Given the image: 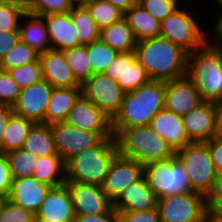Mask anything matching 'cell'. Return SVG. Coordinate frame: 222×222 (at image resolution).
I'll use <instances>...</instances> for the list:
<instances>
[{"mask_svg":"<svg viewBox=\"0 0 222 222\" xmlns=\"http://www.w3.org/2000/svg\"><path fill=\"white\" fill-rule=\"evenodd\" d=\"M74 222H117V211L112 207L104 214L76 216Z\"/></svg>","mask_w":222,"mask_h":222,"instance_id":"obj_50","label":"cell"},{"mask_svg":"<svg viewBox=\"0 0 222 222\" xmlns=\"http://www.w3.org/2000/svg\"><path fill=\"white\" fill-rule=\"evenodd\" d=\"M205 199L207 209L218 211L222 207V173L217 175Z\"/></svg>","mask_w":222,"mask_h":222,"instance_id":"obj_47","label":"cell"},{"mask_svg":"<svg viewBox=\"0 0 222 222\" xmlns=\"http://www.w3.org/2000/svg\"><path fill=\"white\" fill-rule=\"evenodd\" d=\"M76 214L67 186L52 187L35 214L36 222H74Z\"/></svg>","mask_w":222,"mask_h":222,"instance_id":"obj_18","label":"cell"},{"mask_svg":"<svg viewBox=\"0 0 222 222\" xmlns=\"http://www.w3.org/2000/svg\"><path fill=\"white\" fill-rule=\"evenodd\" d=\"M81 88L82 95L111 119L120 110L125 91L104 73L92 74Z\"/></svg>","mask_w":222,"mask_h":222,"instance_id":"obj_10","label":"cell"},{"mask_svg":"<svg viewBox=\"0 0 222 222\" xmlns=\"http://www.w3.org/2000/svg\"><path fill=\"white\" fill-rule=\"evenodd\" d=\"M185 131L192 142H206L217 135L215 102H203L182 116Z\"/></svg>","mask_w":222,"mask_h":222,"instance_id":"obj_19","label":"cell"},{"mask_svg":"<svg viewBox=\"0 0 222 222\" xmlns=\"http://www.w3.org/2000/svg\"><path fill=\"white\" fill-rule=\"evenodd\" d=\"M39 60L42 66L43 79L53 88L81 86L73 76L63 51L48 49L39 53Z\"/></svg>","mask_w":222,"mask_h":222,"instance_id":"obj_20","label":"cell"},{"mask_svg":"<svg viewBox=\"0 0 222 222\" xmlns=\"http://www.w3.org/2000/svg\"><path fill=\"white\" fill-rule=\"evenodd\" d=\"M63 52L73 76L82 85L92 75L88 61L87 45L65 49Z\"/></svg>","mask_w":222,"mask_h":222,"instance_id":"obj_35","label":"cell"},{"mask_svg":"<svg viewBox=\"0 0 222 222\" xmlns=\"http://www.w3.org/2000/svg\"><path fill=\"white\" fill-rule=\"evenodd\" d=\"M182 3H184V1H185V3H192V4H195V5H197L196 3H201L200 1H202V3L201 4H203L204 5V7L205 8H207L206 6L208 5L207 3L209 2V1H207V0H180ZM194 1H195V3H194ZM205 2V3H204ZM205 4H206V6H205Z\"/></svg>","mask_w":222,"mask_h":222,"instance_id":"obj_56","label":"cell"},{"mask_svg":"<svg viewBox=\"0 0 222 222\" xmlns=\"http://www.w3.org/2000/svg\"><path fill=\"white\" fill-rule=\"evenodd\" d=\"M165 107V82L150 80L125 92L120 110L111 119L112 134L121 129L150 125L151 119Z\"/></svg>","mask_w":222,"mask_h":222,"instance_id":"obj_2","label":"cell"},{"mask_svg":"<svg viewBox=\"0 0 222 222\" xmlns=\"http://www.w3.org/2000/svg\"><path fill=\"white\" fill-rule=\"evenodd\" d=\"M7 1L16 2V3H23L24 2V0H7Z\"/></svg>","mask_w":222,"mask_h":222,"instance_id":"obj_59","label":"cell"},{"mask_svg":"<svg viewBox=\"0 0 222 222\" xmlns=\"http://www.w3.org/2000/svg\"><path fill=\"white\" fill-rule=\"evenodd\" d=\"M26 12L35 15L68 13L74 6L69 0H24Z\"/></svg>","mask_w":222,"mask_h":222,"instance_id":"obj_38","label":"cell"},{"mask_svg":"<svg viewBox=\"0 0 222 222\" xmlns=\"http://www.w3.org/2000/svg\"><path fill=\"white\" fill-rule=\"evenodd\" d=\"M76 216L97 215L108 212L113 202L102 191L101 186L66 181Z\"/></svg>","mask_w":222,"mask_h":222,"instance_id":"obj_16","label":"cell"},{"mask_svg":"<svg viewBox=\"0 0 222 222\" xmlns=\"http://www.w3.org/2000/svg\"><path fill=\"white\" fill-rule=\"evenodd\" d=\"M99 39L119 53L134 50L138 42L124 17L101 29Z\"/></svg>","mask_w":222,"mask_h":222,"instance_id":"obj_27","label":"cell"},{"mask_svg":"<svg viewBox=\"0 0 222 222\" xmlns=\"http://www.w3.org/2000/svg\"><path fill=\"white\" fill-rule=\"evenodd\" d=\"M0 222H36L35 214L6 199L1 212Z\"/></svg>","mask_w":222,"mask_h":222,"instance_id":"obj_43","label":"cell"},{"mask_svg":"<svg viewBox=\"0 0 222 222\" xmlns=\"http://www.w3.org/2000/svg\"><path fill=\"white\" fill-rule=\"evenodd\" d=\"M20 41L19 31H0V60Z\"/></svg>","mask_w":222,"mask_h":222,"instance_id":"obj_49","label":"cell"},{"mask_svg":"<svg viewBox=\"0 0 222 222\" xmlns=\"http://www.w3.org/2000/svg\"><path fill=\"white\" fill-rule=\"evenodd\" d=\"M161 222H205L207 205L203 194L181 193L157 198Z\"/></svg>","mask_w":222,"mask_h":222,"instance_id":"obj_9","label":"cell"},{"mask_svg":"<svg viewBox=\"0 0 222 222\" xmlns=\"http://www.w3.org/2000/svg\"><path fill=\"white\" fill-rule=\"evenodd\" d=\"M52 90L53 87L44 79L21 88L16 102L12 105L13 113L35 123H44Z\"/></svg>","mask_w":222,"mask_h":222,"instance_id":"obj_13","label":"cell"},{"mask_svg":"<svg viewBox=\"0 0 222 222\" xmlns=\"http://www.w3.org/2000/svg\"><path fill=\"white\" fill-rule=\"evenodd\" d=\"M117 222H161L157 207L147 211H117Z\"/></svg>","mask_w":222,"mask_h":222,"instance_id":"obj_45","label":"cell"},{"mask_svg":"<svg viewBox=\"0 0 222 222\" xmlns=\"http://www.w3.org/2000/svg\"><path fill=\"white\" fill-rule=\"evenodd\" d=\"M57 154L67 162L82 150L98 145L104 138L97 132H90L72 126L66 121L50 125Z\"/></svg>","mask_w":222,"mask_h":222,"instance_id":"obj_11","label":"cell"},{"mask_svg":"<svg viewBox=\"0 0 222 222\" xmlns=\"http://www.w3.org/2000/svg\"><path fill=\"white\" fill-rule=\"evenodd\" d=\"M25 13L23 3L7 1L0 6V31H19L20 21Z\"/></svg>","mask_w":222,"mask_h":222,"instance_id":"obj_39","label":"cell"},{"mask_svg":"<svg viewBox=\"0 0 222 222\" xmlns=\"http://www.w3.org/2000/svg\"><path fill=\"white\" fill-rule=\"evenodd\" d=\"M149 126L175 151L192 142L185 131L182 116L165 108L151 119Z\"/></svg>","mask_w":222,"mask_h":222,"instance_id":"obj_22","label":"cell"},{"mask_svg":"<svg viewBox=\"0 0 222 222\" xmlns=\"http://www.w3.org/2000/svg\"><path fill=\"white\" fill-rule=\"evenodd\" d=\"M205 222H222V215L217 210L207 209Z\"/></svg>","mask_w":222,"mask_h":222,"instance_id":"obj_54","label":"cell"},{"mask_svg":"<svg viewBox=\"0 0 222 222\" xmlns=\"http://www.w3.org/2000/svg\"><path fill=\"white\" fill-rule=\"evenodd\" d=\"M187 76L198 89L205 102L222 99V50L206 43L189 53Z\"/></svg>","mask_w":222,"mask_h":222,"instance_id":"obj_4","label":"cell"},{"mask_svg":"<svg viewBox=\"0 0 222 222\" xmlns=\"http://www.w3.org/2000/svg\"><path fill=\"white\" fill-rule=\"evenodd\" d=\"M69 13L80 45H88L99 40L100 30L84 6H74Z\"/></svg>","mask_w":222,"mask_h":222,"instance_id":"obj_32","label":"cell"},{"mask_svg":"<svg viewBox=\"0 0 222 222\" xmlns=\"http://www.w3.org/2000/svg\"><path fill=\"white\" fill-rule=\"evenodd\" d=\"M143 176L156 198L193 192L188 175L175 155L147 163Z\"/></svg>","mask_w":222,"mask_h":222,"instance_id":"obj_7","label":"cell"},{"mask_svg":"<svg viewBox=\"0 0 222 222\" xmlns=\"http://www.w3.org/2000/svg\"><path fill=\"white\" fill-rule=\"evenodd\" d=\"M73 6H84L87 4L90 0H69Z\"/></svg>","mask_w":222,"mask_h":222,"instance_id":"obj_55","label":"cell"},{"mask_svg":"<svg viewBox=\"0 0 222 222\" xmlns=\"http://www.w3.org/2000/svg\"><path fill=\"white\" fill-rule=\"evenodd\" d=\"M208 7L212 8L213 10H211L209 8H208V10H205L206 12L208 11V13H206V15H208L210 12H212V14H211L212 16L211 15L207 16L208 18L205 17V19H206V23H205V25H206L205 26L206 27L205 28V30H206V44L211 47L222 50V7H210L209 3H208ZM207 19L211 23H207ZM208 24H210V26Z\"/></svg>","mask_w":222,"mask_h":222,"instance_id":"obj_41","label":"cell"},{"mask_svg":"<svg viewBox=\"0 0 222 222\" xmlns=\"http://www.w3.org/2000/svg\"><path fill=\"white\" fill-rule=\"evenodd\" d=\"M84 7L90 13L99 30L124 17V11L105 0H90Z\"/></svg>","mask_w":222,"mask_h":222,"instance_id":"obj_33","label":"cell"},{"mask_svg":"<svg viewBox=\"0 0 222 222\" xmlns=\"http://www.w3.org/2000/svg\"><path fill=\"white\" fill-rule=\"evenodd\" d=\"M7 2V0H0V6L4 5Z\"/></svg>","mask_w":222,"mask_h":222,"instance_id":"obj_60","label":"cell"},{"mask_svg":"<svg viewBox=\"0 0 222 222\" xmlns=\"http://www.w3.org/2000/svg\"><path fill=\"white\" fill-rule=\"evenodd\" d=\"M38 60L39 52L19 41L18 44L9 50L0 60V70L8 71L27 63L37 62Z\"/></svg>","mask_w":222,"mask_h":222,"instance_id":"obj_37","label":"cell"},{"mask_svg":"<svg viewBox=\"0 0 222 222\" xmlns=\"http://www.w3.org/2000/svg\"><path fill=\"white\" fill-rule=\"evenodd\" d=\"M12 114V106L0 105V144L3 139V133L5 131L7 122Z\"/></svg>","mask_w":222,"mask_h":222,"instance_id":"obj_51","label":"cell"},{"mask_svg":"<svg viewBox=\"0 0 222 222\" xmlns=\"http://www.w3.org/2000/svg\"><path fill=\"white\" fill-rule=\"evenodd\" d=\"M47 26L51 49L64 51L80 46L70 13L42 15Z\"/></svg>","mask_w":222,"mask_h":222,"instance_id":"obj_24","label":"cell"},{"mask_svg":"<svg viewBox=\"0 0 222 222\" xmlns=\"http://www.w3.org/2000/svg\"><path fill=\"white\" fill-rule=\"evenodd\" d=\"M20 90L21 88L8 71L0 70V105L12 106L18 98Z\"/></svg>","mask_w":222,"mask_h":222,"instance_id":"obj_44","label":"cell"},{"mask_svg":"<svg viewBox=\"0 0 222 222\" xmlns=\"http://www.w3.org/2000/svg\"><path fill=\"white\" fill-rule=\"evenodd\" d=\"M34 121L12 114L7 122L3 139L0 144V153L21 149Z\"/></svg>","mask_w":222,"mask_h":222,"instance_id":"obj_31","label":"cell"},{"mask_svg":"<svg viewBox=\"0 0 222 222\" xmlns=\"http://www.w3.org/2000/svg\"><path fill=\"white\" fill-rule=\"evenodd\" d=\"M7 198L0 197V212Z\"/></svg>","mask_w":222,"mask_h":222,"instance_id":"obj_58","label":"cell"},{"mask_svg":"<svg viewBox=\"0 0 222 222\" xmlns=\"http://www.w3.org/2000/svg\"><path fill=\"white\" fill-rule=\"evenodd\" d=\"M20 41L42 53L51 49L49 34L44 18L26 12L20 21Z\"/></svg>","mask_w":222,"mask_h":222,"instance_id":"obj_26","label":"cell"},{"mask_svg":"<svg viewBox=\"0 0 222 222\" xmlns=\"http://www.w3.org/2000/svg\"><path fill=\"white\" fill-rule=\"evenodd\" d=\"M211 1V7H222V0H208Z\"/></svg>","mask_w":222,"mask_h":222,"instance_id":"obj_57","label":"cell"},{"mask_svg":"<svg viewBox=\"0 0 222 222\" xmlns=\"http://www.w3.org/2000/svg\"><path fill=\"white\" fill-rule=\"evenodd\" d=\"M203 102L197 87L187 75L165 82L166 110L184 116Z\"/></svg>","mask_w":222,"mask_h":222,"instance_id":"obj_17","label":"cell"},{"mask_svg":"<svg viewBox=\"0 0 222 222\" xmlns=\"http://www.w3.org/2000/svg\"><path fill=\"white\" fill-rule=\"evenodd\" d=\"M216 132L222 136V99L215 102Z\"/></svg>","mask_w":222,"mask_h":222,"instance_id":"obj_52","label":"cell"},{"mask_svg":"<svg viewBox=\"0 0 222 222\" xmlns=\"http://www.w3.org/2000/svg\"><path fill=\"white\" fill-rule=\"evenodd\" d=\"M175 156L188 175L192 191L206 196L218 175L208 145L205 142H191L176 150Z\"/></svg>","mask_w":222,"mask_h":222,"instance_id":"obj_8","label":"cell"},{"mask_svg":"<svg viewBox=\"0 0 222 222\" xmlns=\"http://www.w3.org/2000/svg\"><path fill=\"white\" fill-rule=\"evenodd\" d=\"M22 149L36 157L58 155L50 125L35 123L30 129Z\"/></svg>","mask_w":222,"mask_h":222,"instance_id":"obj_30","label":"cell"},{"mask_svg":"<svg viewBox=\"0 0 222 222\" xmlns=\"http://www.w3.org/2000/svg\"><path fill=\"white\" fill-rule=\"evenodd\" d=\"M134 50L150 80L167 82L187 75L189 53L166 38L138 41Z\"/></svg>","mask_w":222,"mask_h":222,"instance_id":"obj_1","label":"cell"},{"mask_svg":"<svg viewBox=\"0 0 222 222\" xmlns=\"http://www.w3.org/2000/svg\"><path fill=\"white\" fill-rule=\"evenodd\" d=\"M32 176L51 187L64 185L66 182V162L59 155L38 157Z\"/></svg>","mask_w":222,"mask_h":222,"instance_id":"obj_29","label":"cell"},{"mask_svg":"<svg viewBox=\"0 0 222 222\" xmlns=\"http://www.w3.org/2000/svg\"><path fill=\"white\" fill-rule=\"evenodd\" d=\"M105 1H108L114 6H117L124 12L138 3V0H105Z\"/></svg>","mask_w":222,"mask_h":222,"instance_id":"obj_53","label":"cell"},{"mask_svg":"<svg viewBox=\"0 0 222 222\" xmlns=\"http://www.w3.org/2000/svg\"><path fill=\"white\" fill-rule=\"evenodd\" d=\"M156 204L157 198L144 176H142L122 191L113 202V208L116 211L138 212L154 209Z\"/></svg>","mask_w":222,"mask_h":222,"instance_id":"obj_23","label":"cell"},{"mask_svg":"<svg viewBox=\"0 0 222 222\" xmlns=\"http://www.w3.org/2000/svg\"><path fill=\"white\" fill-rule=\"evenodd\" d=\"M218 212L222 215V207L218 210Z\"/></svg>","mask_w":222,"mask_h":222,"instance_id":"obj_61","label":"cell"},{"mask_svg":"<svg viewBox=\"0 0 222 222\" xmlns=\"http://www.w3.org/2000/svg\"><path fill=\"white\" fill-rule=\"evenodd\" d=\"M12 180L8 159L4 153H0V197L8 198Z\"/></svg>","mask_w":222,"mask_h":222,"instance_id":"obj_46","label":"cell"},{"mask_svg":"<svg viewBox=\"0 0 222 222\" xmlns=\"http://www.w3.org/2000/svg\"><path fill=\"white\" fill-rule=\"evenodd\" d=\"M144 173V166L138 161L117 153L111 161L102 191L114 202L130 184L138 181Z\"/></svg>","mask_w":222,"mask_h":222,"instance_id":"obj_12","label":"cell"},{"mask_svg":"<svg viewBox=\"0 0 222 222\" xmlns=\"http://www.w3.org/2000/svg\"><path fill=\"white\" fill-rule=\"evenodd\" d=\"M181 3L180 0H138V4L160 22Z\"/></svg>","mask_w":222,"mask_h":222,"instance_id":"obj_42","label":"cell"},{"mask_svg":"<svg viewBox=\"0 0 222 222\" xmlns=\"http://www.w3.org/2000/svg\"><path fill=\"white\" fill-rule=\"evenodd\" d=\"M13 179L32 176L38 157L24 149L11 150L5 153Z\"/></svg>","mask_w":222,"mask_h":222,"instance_id":"obj_36","label":"cell"},{"mask_svg":"<svg viewBox=\"0 0 222 222\" xmlns=\"http://www.w3.org/2000/svg\"><path fill=\"white\" fill-rule=\"evenodd\" d=\"M81 95V86L53 88L45 113L44 124L51 125L65 121L70 109Z\"/></svg>","mask_w":222,"mask_h":222,"instance_id":"obj_25","label":"cell"},{"mask_svg":"<svg viewBox=\"0 0 222 222\" xmlns=\"http://www.w3.org/2000/svg\"><path fill=\"white\" fill-rule=\"evenodd\" d=\"M205 143L208 145L210 157L217 173H222V136L216 135Z\"/></svg>","mask_w":222,"mask_h":222,"instance_id":"obj_48","label":"cell"},{"mask_svg":"<svg viewBox=\"0 0 222 222\" xmlns=\"http://www.w3.org/2000/svg\"><path fill=\"white\" fill-rule=\"evenodd\" d=\"M199 5L181 3L160 22V36L182 47L188 53L201 48L206 43V25H204L206 23L204 21L206 16L203 13L206 8L204 9L202 6V9L198 10L201 7V4Z\"/></svg>","mask_w":222,"mask_h":222,"instance_id":"obj_3","label":"cell"},{"mask_svg":"<svg viewBox=\"0 0 222 222\" xmlns=\"http://www.w3.org/2000/svg\"><path fill=\"white\" fill-rule=\"evenodd\" d=\"M51 188V186L41 183L33 176L16 178L12 180L7 199L36 214Z\"/></svg>","mask_w":222,"mask_h":222,"instance_id":"obj_21","label":"cell"},{"mask_svg":"<svg viewBox=\"0 0 222 222\" xmlns=\"http://www.w3.org/2000/svg\"><path fill=\"white\" fill-rule=\"evenodd\" d=\"M114 137L118 153L138 161L143 166L175 155V150L149 125L121 129Z\"/></svg>","mask_w":222,"mask_h":222,"instance_id":"obj_5","label":"cell"},{"mask_svg":"<svg viewBox=\"0 0 222 222\" xmlns=\"http://www.w3.org/2000/svg\"><path fill=\"white\" fill-rule=\"evenodd\" d=\"M8 73L20 88L28 87L43 79L40 60L12 68Z\"/></svg>","mask_w":222,"mask_h":222,"instance_id":"obj_40","label":"cell"},{"mask_svg":"<svg viewBox=\"0 0 222 222\" xmlns=\"http://www.w3.org/2000/svg\"><path fill=\"white\" fill-rule=\"evenodd\" d=\"M118 153L115 138L82 150L66 162V181L102 186L109 165Z\"/></svg>","mask_w":222,"mask_h":222,"instance_id":"obj_6","label":"cell"},{"mask_svg":"<svg viewBox=\"0 0 222 222\" xmlns=\"http://www.w3.org/2000/svg\"><path fill=\"white\" fill-rule=\"evenodd\" d=\"M124 18L138 41L160 37V21L145 11L138 3L124 12Z\"/></svg>","mask_w":222,"mask_h":222,"instance_id":"obj_28","label":"cell"},{"mask_svg":"<svg viewBox=\"0 0 222 222\" xmlns=\"http://www.w3.org/2000/svg\"><path fill=\"white\" fill-rule=\"evenodd\" d=\"M104 74L116 81L125 92L150 81L145 68L137 61L135 50L118 53Z\"/></svg>","mask_w":222,"mask_h":222,"instance_id":"obj_14","label":"cell"},{"mask_svg":"<svg viewBox=\"0 0 222 222\" xmlns=\"http://www.w3.org/2000/svg\"><path fill=\"white\" fill-rule=\"evenodd\" d=\"M72 126L97 132L103 138H115L111 129V118L81 95L70 109L65 120Z\"/></svg>","mask_w":222,"mask_h":222,"instance_id":"obj_15","label":"cell"},{"mask_svg":"<svg viewBox=\"0 0 222 222\" xmlns=\"http://www.w3.org/2000/svg\"><path fill=\"white\" fill-rule=\"evenodd\" d=\"M118 53L100 39L88 44L87 55L92 74L104 73Z\"/></svg>","mask_w":222,"mask_h":222,"instance_id":"obj_34","label":"cell"}]
</instances>
